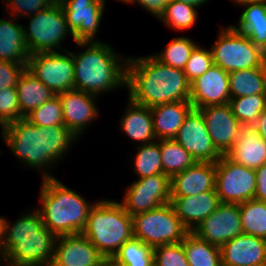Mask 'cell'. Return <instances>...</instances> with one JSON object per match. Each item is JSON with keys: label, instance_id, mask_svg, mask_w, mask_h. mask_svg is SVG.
I'll return each mask as SVG.
<instances>
[{"label": "cell", "instance_id": "obj_48", "mask_svg": "<svg viewBox=\"0 0 266 266\" xmlns=\"http://www.w3.org/2000/svg\"><path fill=\"white\" fill-rule=\"evenodd\" d=\"M5 222L6 218L0 216V257L3 258V245L5 235Z\"/></svg>", "mask_w": 266, "mask_h": 266}, {"label": "cell", "instance_id": "obj_2", "mask_svg": "<svg viewBox=\"0 0 266 266\" xmlns=\"http://www.w3.org/2000/svg\"><path fill=\"white\" fill-rule=\"evenodd\" d=\"M190 85L184 70L164 65L152 55L128 57L125 87L128 98L137 104L151 108L190 101Z\"/></svg>", "mask_w": 266, "mask_h": 266}, {"label": "cell", "instance_id": "obj_44", "mask_svg": "<svg viewBox=\"0 0 266 266\" xmlns=\"http://www.w3.org/2000/svg\"><path fill=\"white\" fill-rule=\"evenodd\" d=\"M174 1L175 0H132L131 4L135 2L143 7L146 12L159 18L163 14L166 5Z\"/></svg>", "mask_w": 266, "mask_h": 266}, {"label": "cell", "instance_id": "obj_15", "mask_svg": "<svg viewBox=\"0 0 266 266\" xmlns=\"http://www.w3.org/2000/svg\"><path fill=\"white\" fill-rule=\"evenodd\" d=\"M197 237L221 246L243 234L239 204L220 203L193 231Z\"/></svg>", "mask_w": 266, "mask_h": 266}, {"label": "cell", "instance_id": "obj_23", "mask_svg": "<svg viewBox=\"0 0 266 266\" xmlns=\"http://www.w3.org/2000/svg\"><path fill=\"white\" fill-rule=\"evenodd\" d=\"M236 164L258 169L266 164V141L253 124H241V134L225 155Z\"/></svg>", "mask_w": 266, "mask_h": 266}, {"label": "cell", "instance_id": "obj_18", "mask_svg": "<svg viewBox=\"0 0 266 266\" xmlns=\"http://www.w3.org/2000/svg\"><path fill=\"white\" fill-rule=\"evenodd\" d=\"M59 98L62 104L64 126L79 139L84 129L99 115L96 106L98 97L73 89L59 94Z\"/></svg>", "mask_w": 266, "mask_h": 266}, {"label": "cell", "instance_id": "obj_26", "mask_svg": "<svg viewBox=\"0 0 266 266\" xmlns=\"http://www.w3.org/2000/svg\"><path fill=\"white\" fill-rule=\"evenodd\" d=\"M127 100L129 105L120 119L122 131L142 145L156 141L151 108Z\"/></svg>", "mask_w": 266, "mask_h": 266}, {"label": "cell", "instance_id": "obj_31", "mask_svg": "<svg viewBox=\"0 0 266 266\" xmlns=\"http://www.w3.org/2000/svg\"><path fill=\"white\" fill-rule=\"evenodd\" d=\"M159 148L163 174L169 178L184 171L196 162L175 139L159 140Z\"/></svg>", "mask_w": 266, "mask_h": 266}, {"label": "cell", "instance_id": "obj_13", "mask_svg": "<svg viewBox=\"0 0 266 266\" xmlns=\"http://www.w3.org/2000/svg\"><path fill=\"white\" fill-rule=\"evenodd\" d=\"M64 10L68 29L76 42L95 40L102 21L104 2L102 0H58Z\"/></svg>", "mask_w": 266, "mask_h": 266}, {"label": "cell", "instance_id": "obj_12", "mask_svg": "<svg viewBox=\"0 0 266 266\" xmlns=\"http://www.w3.org/2000/svg\"><path fill=\"white\" fill-rule=\"evenodd\" d=\"M170 198V178L157 174L134 181L120 203L133 216L170 203Z\"/></svg>", "mask_w": 266, "mask_h": 266}, {"label": "cell", "instance_id": "obj_1", "mask_svg": "<svg viewBox=\"0 0 266 266\" xmlns=\"http://www.w3.org/2000/svg\"><path fill=\"white\" fill-rule=\"evenodd\" d=\"M1 135L7 147L21 163L40 171L47 167L42 173V179L53 178V175L47 172L48 168L52 169L56 161L63 160L70 146L77 140L64 125L36 126L25 118L5 125Z\"/></svg>", "mask_w": 266, "mask_h": 266}, {"label": "cell", "instance_id": "obj_5", "mask_svg": "<svg viewBox=\"0 0 266 266\" xmlns=\"http://www.w3.org/2000/svg\"><path fill=\"white\" fill-rule=\"evenodd\" d=\"M39 199L44 226L56 237L81 233L94 205L56 177L42 179Z\"/></svg>", "mask_w": 266, "mask_h": 266}, {"label": "cell", "instance_id": "obj_34", "mask_svg": "<svg viewBox=\"0 0 266 266\" xmlns=\"http://www.w3.org/2000/svg\"><path fill=\"white\" fill-rule=\"evenodd\" d=\"M125 266H154V248L133 237L114 255Z\"/></svg>", "mask_w": 266, "mask_h": 266}, {"label": "cell", "instance_id": "obj_46", "mask_svg": "<svg viewBox=\"0 0 266 266\" xmlns=\"http://www.w3.org/2000/svg\"><path fill=\"white\" fill-rule=\"evenodd\" d=\"M253 125L261 138L266 141V109L259 115Z\"/></svg>", "mask_w": 266, "mask_h": 266}, {"label": "cell", "instance_id": "obj_19", "mask_svg": "<svg viewBox=\"0 0 266 266\" xmlns=\"http://www.w3.org/2000/svg\"><path fill=\"white\" fill-rule=\"evenodd\" d=\"M103 256L82 234L56 237L52 262L58 266H98Z\"/></svg>", "mask_w": 266, "mask_h": 266}, {"label": "cell", "instance_id": "obj_3", "mask_svg": "<svg viewBox=\"0 0 266 266\" xmlns=\"http://www.w3.org/2000/svg\"><path fill=\"white\" fill-rule=\"evenodd\" d=\"M76 45L87 49L71 52L75 90L98 96L126 85L128 57L118 55L110 44L100 41L76 42Z\"/></svg>", "mask_w": 266, "mask_h": 266}, {"label": "cell", "instance_id": "obj_35", "mask_svg": "<svg viewBox=\"0 0 266 266\" xmlns=\"http://www.w3.org/2000/svg\"><path fill=\"white\" fill-rule=\"evenodd\" d=\"M197 45L189 37H175L160 53L152 56L164 65L184 70L191 51Z\"/></svg>", "mask_w": 266, "mask_h": 266}, {"label": "cell", "instance_id": "obj_37", "mask_svg": "<svg viewBox=\"0 0 266 266\" xmlns=\"http://www.w3.org/2000/svg\"><path fill=\"white\" fill-rule=\"evenodd\" d=\"M228 104L240 124H253L266 109V94L231 98Z\"/></svg>", "mask_w": 266, "mask_h": 266}, {"label": "cell", "instance_id": "obj_14", "mask_svg": "<svg viewBox=\"0 0 266 266\" xmlns=\"http://www.w3.org/2000/svg\"><path fill=\"white\" fill-rule=\"evenodd\" d=\"M174 139L196 162L216 163L222 157L213 145L205 119L198 109L189 112Z\"/></svg>", "mask_w": 266, "mask_h": 266}, {"label": "cell", "instance_id": "obj_24", "mask_svg": "<svg viewBox=\"0 0 266 266\" xmlns=\"http://www.w3.org/2000/svg\"><path fill=\"white\" fill-rule=\"evenodd\" d=\"M192 109L190 101L168 102L151 107L156 140L174 139Z\"/></svg>", "mask_w": 266, "mask_h": 266}, {"label": "cell", "instance_id": "obj_53", "mask_svg": "<svg viewBox=\"0 0 266 266\" xmlns=\"http://www.w3.org/2000/svg\"><path fill=\"white\" fill-rule=\"evenodd\" d=\"M43 266H58V265L54 264V263L51 261L50 263H48V264H46V265H43Z\"/></svg>", "mask_w": 266, "mask_h": 266}, {"label": "cell", "instance_id": "obj_39", "mask_svg": "<svg viewBox=\"0 0 266 266\" xmlns=\"http://www.w3.org/2000/svg\"><path fill=\"white\" fill-rule=\"evenodd\" d=\"M213 57L211 49L202 48L196 45L191 51L190 57L184 68V73L191 83L199 76L203 75L213 66Z\"/></svg>", "mask_w": 266, "mask_h": 266}, {"label": "cell", "instance_id": "obj_41", "mask_svg": "<svg viewBox=\"0 0 266 266\" xmlns=\"http://www.w3.org/2000/svg\"><path fill=\"white\" fill-rule=\"evenodd\" d=\"M25 118L20 110L16 87H6L0 91V122L5 126Z\"/></svg>", "mask_w": 266, "mask_h": 266}, {"label": "cell", "instance_id": "obj_9", "mask_svg": "<svg viewBox=\"0 0 266 266\" xmlns=\"http://www.w3.org/2000/svg\"><path fill=\"white\" fill-rule=\"evenodd\" d=\"M30 17L28 29L24 27L25 41L30 54L67 50L62 49L60 44L66 36L71 35L73 38V33L67 27L64 10L59 1Z\"/></svg>", "mask_w": 266, "mask_h": 266}, {"label": "cell", "instance_id": "obj_11", "mask_svg": "<svg viewBox=\"0 0 266 266\" xmlns=\"http://www.w3.org/2000/svg\"><path fill=\"white\" fill-rule=\"evenodd\" d=\"M215 190L221 203L239 204L254 199L256 170L236 164L225 155L215 163Z\"/></svg>", "mask_w": 266, "mask_h": 266}, {"label": "cell", "instance_id": "obj_17", "mask_svg": "<svg viewBox=\"0 0 266 266\" xmlns=\"http://www.w3.org/2000/svg\"><path fill=\"white\" fill-rule=\"evenodd\" d=\"M190 84V102L194 109L228 104L231 99L229 73L217 65H213Z\"/></svg>", "mask_w": 266, "mask_h": 266}, {"label": "cell", "instance_id": "obj_43", "mask_svg": "<svg viewBox=\"0 0 266 266\" xmlns=\"http://www.w3.org/2000/svg\"><path fill=\"white\" fill-rule=\"evenodd\" d=\"M27 64L0 61V91L6 87H16L17 81Z\"/></svg>", "mask_w": 266, "mask_h": 266}, {"label": "cell", "instance_id": "obj_33", "mask_svg": "<svg viewBox=\"0 0 266 266\" xmlns=\"http://www.w3.org/2000/svg\"><path fill=\"white\" fill-rule=\"evenodd\" d=\"M137 148L133 170L138 178L163 174L159 140L148 144H140Z\"/></svg>", "mask_w": 266, "mask_h": 266}, {"label": "cell", "instance_id": "obj_10", "mask_svg": "<svg viewBox=\"0 0 266 266\" xmlns=\"http://www.w3.org/2000/svg\"><path fill=\"white\" fill-rule=\"evenodd\" d=\"M30 54L26 69L55 95L74 89V62L68 50ZM65 53V54H64Z\"/></svg>", "mask_w": 266, "mask_h": 266}, {"label": "cell", "instance_id": "obj_47", "mask_svg": "<svg viewBox=\"0 0 266 266\" xmlns=\"http://www.w3.org/2000/svg\"><path fill=\"white\" fill-rule=\"evenodd\" d=\"M98 266H125L122 262L118 261L114 256L102 257Z\"/></svg>", "mask_w": 266, "mask_h": 266}, {"label": "cell", "instance_id": "obj_30", "mask_svg": "<svg viewBox=\"0 0 266 266\" xmlns=\"http://www.w3.org/2000/svg\"><path fill=\"white\" fill-rule=\"evenodd\" d=\"M189 266H222L220 247L189 232L181 241Z\"/></svg>", "mask_w": 266, "mask_h": 266}, {"label": "cell", "instance_id": "obj_7", "mask_svg": "<svg viewBox=\"0 0 266 266\" xmlns=\"http://www.w3.org/2000/svg\"><path fill=\"white\" fill-rule=\"evenodd\" d=\"M211 52L213 64L221 67L228 73L238 70L261 67L263 51L232 25L220 30Z\"/></svg>", "mask_w": 266, "mask_h": 266}, {"label": "cell", "instance_id": "obj_22", "mask_svg": "<svg viewBox=\"0 0 266 266\" xmlns=\"http://www.w3.org/2000/svg\"><path fill=\"white\" fill-rule=\"evenodd\" d=\"M220 203L215 189L193 196L170 198L175 214L190 232L212 214Z\"/></svg>", "mask_w": 266, "mask_h": 266}, {"label": "cell", "instance_id": "obj_54", "mask_svg": "<svg viewBox=\"0 0 266 266\" xmlns=\"http://www.w3.org/2000/svg\"><path fill=\"white\" fill-rule=\"evenodd\" d=\"M0 127H1V130H3L4 125L1 122H0Z\"/></svg>", "mask_w": 266, "mask_h": 266}, {"label": "cell", "instance_id": "obj_52", "mask_svg": "<svg viewBox=\"0 0 266 266\" xmlns=\"http://www.w3.org/2000/svg\"><path fill=\"white\" fill-rule=\"evenodd\" d=\"M102 1L104 2V5H105V1H104V0H102ZM118 1H119V0H118ZM131 1H132V0H120V2H123V3H125V2H126V4H127V3H129V4H130V3H131Z\"/></svg>", "mask_w": 266, "mask_h": 266}, {"label": "cell", "instance_id": "obj_36", "mask_svg": "<svg viewBox=\"0 0 266 266\" xmlns=\"http://www.w3.org/2000/svg\"><path fill=\"white\" fill-rule=\"evenodd\" d=\"M197 17L196 7L175 0L166 5L159 19L162 20L166 27L185 31L195 25Z\"/></svg>", "mask_w": 266, "mask_h": 266}, {"label": "cell", "instance_id": "obj_50", "mask_svg": "<svg viewBox=\"0 0 266 266\" xmlns=\"http://www.w3.org/2000/svg\"><path fill=\"white\" fill-rule=\"evenodd\" d=\"M235 1L234 3H236L237 5H246V4H250V3H255V2H266V0H233Z\"/></svg>", "mask_w": 266, "mask_h": 266}, {"label": "cell", "instance_id": "obj_32", "mask_svg": "<svg viewBox=\"0 0 266 266\" xmlns=\"http://www.w3.org/2000/svg\"><path fill=\"white\" fill-rule=\"evenodd\" d=\"M239 209L243 233L266 240V202L248 200Z\"/></svg>", "mask_w": 266, "mask_h": 266}, {"label": "cell", "instance_id": "obj_49", "mask_svg": "<svg viewBox=\"0 0 266 266\" xmlns=\"http://www.w3.org/2000/svg\"><path fill=\"white\" fill-rule=\"evenodd\" d=\"M176 1H180V2H183V3H186V4H190L194 7H198V6H202V4H205L207 3L208 1L210 0H176Z\"/></svg>", "mask_w": 266, "mask_h": 266}, {"label": "cell", "instance_id": "obj_38", "mask_svg": "<svg viewBox=\"0 0 266 266\" xmlns=\"http://www.w3.org/2000/svg\"><path fill=\"white\" fill-rule=\"evenodd\" d=\"M31 124L36 126L51 127L54 125H64L62 104L59 95H55L50 100L32 110L25 116Z\"/></svg>", "mask_w": 266, "mask_h": 266}, {"label": "cell", "instance_id": "obj_16", "mask_svg": "<svg viewBox=\"0 0 266 266\" xmlns=\"http://www.w3.org/2000/svg\"><path fill=\"white\" fill-rule=\"evenodd\" d=\"M198 110L205 119L213 145L221 155H226L241 134V124L229 104L209 105Z\"/></svg>", "mask_w": 266, "mask_h": 266}, {"label": "cell", "instance_id": "obj_8", "mask_svg": "<svg viewBox=\"0 0 266 266\" xmlns=\"http://www.w3.org/2000/svg\"><path fill=\"white\" fill-rule=\"evenodd\" d=\"M133 235L153 248L181 242L190 232L170 203L132 216Z\"/></svg>", "mask_w": 266, "mask_h": 266}, {"label": "cell", "instance_id": "obj_27", "mask_svg": "<svg viewBox=\"0 0 266 266\" xmlns=\"http://www.w3.org/2000/svg\"><path fill=\"white\" fill-rule=\"evenodd\" d=\"M18 104L25 117L32 110L50 100L55 94L27 69L16 84Z\"/></svg>", "mask_w": 266, "mask_h": 266}, {"label": "cell", "instance_id": "obj_25", "mask_svg": "<svg viewBox=\"0 0 266 266\" xmlns=\"http://www.w3.org/2000/svg\"><path fill=\"white\" fill-rule=\"evenodd\" d=\"M8 18L11 19H0V61L27 64L30 52L25 41L24 26L16 24L14 16Z\"/></svg>", "mask_w": 266, "mask_h": 266}, {"label": "cell", "instance_id": "obj_6", "mask_svg": "<svg viewBox=\"0 0 266 266\" xmlns=\"http://www.w3.org/2000/svg\"><path fill=\"white\" fill-rule=\"evenodd\" d=\"M103 257L114 256L119 248L134 237L132 216L115 200L94 202L81 232Z\"/></svg>", "mask_w": 266, "mask_h": 266}, {"label": "cell", "instance_id": "obj_51", "mask_svg": "<svg viewBox=\"0 0 266 266\" xmlns=\"http://www.w3.org/2000/svg\"><path fill=\"white\" fill-rule=\"evenodd\" d=\"M263 62L266 65V48L263 50Z\"/></svg>", "mask_w": 266, "mask_h": 266}, {"label": "cell", "instance_id": "obj_20", "mask_svg": "<svg viewBox=\"0 0 266 266\" xmlns=\"http://www.w3.org/2000/svg\"><path fill=\"white\" fill-rule=\"evenodd\" d=\"M222 266H265L266 240L241 234L220 246Z\"/></svg>", "mask_w": 266, "mask_h": 266}, {"label": "cell", "instance_id": "obj_42", "mask_svg": "<svg viewBox=\"0 0 266 266\" xmlns=\"http://www.w3.org/2000/svg\"><path fill=\"white\" fill-rule=\"evenodd\" d=\"M8 1V2H7ZM9 7L12 10L9 12L11 16L21 19L20 17H29L35 13L42 11L54 5L58 0H7ZM22 15V16H21Z\"/></svg>", "mask_w": 266, "mask_h": 266}, {"label": "cell", "instance_id": "obj_40", "mask_svg": "<svg viewBox=\"0 0 266 266\" xmlns=\"http://www.w3.org/2000/svg\"><path fill=\"white\" fill-rule=\"evenodd\" d=\"M154 266H189L182 242L155 247Z\"/></svg>", "mask_w": 266, "mask_h": 266}, {"label": "cell", "instance_id": "obj_28", "mask_svg": "<svg viewBox=\"0 0 266 266\" xmlns=\"http://www.w3.org/2000/svg\"><path fill=\"white\" fill-rule=\"evenodd\" d=\"M236 30L244 33L252 43L262 51L266 48V2H255L243 5Z\"/></svg>", "mask_w": 266, "mask_h": 266}, {"label": "cell", "instance_id": "obj_45", "mask_svg": "<svg viewBox=\"0 0 266 266\" xmlns=\"http://www.w3.org/2000/svg\"><path fill=\"white\" fill-rule=\"evenodd\" d=\"M255 200L266 202V164L256 169Z\"/></svg>", "mask_w": 266, "mask_h": 266}, {"label": "cell", "instance_id": "obj_4", "mask_svg": "<svg viewBox=\"0 0 266 266\" xmlns=\"http://www.w3.org/2000/svg\"><path fill=\"white\" fill-rule=\"evenodd\" d=\"M5 222L3 258L6 266H43L53 260L56 236L42 221L40 212L29 211L13 224Z\"/></svg>", "mask_w": 266, "mask_h": 266}, {"label": "cell", "instance_id": "obj_29", "mask_svg": "<svg viewBox=\"0 0 266 266\" xmlns=\"http://www.w3.org/2000/svg\"><path fill=\"white\" fill-rule=\"evenodd\" d=\"M230 98L266 94V65L229 73Z\"/></svg>", "mask_w": 266, "mask_h": 266}, {"label": "cell", "instance_id": "obj_21", "mask_svg": "<svg viewBox=\"0 0 266 266\" xmlns=\"http://www.w3.org/2000/svg\"><path fill=\"white\" fill-rule=\"evenodd\" d=\"M215 163L195 162L170 178V197H187L215 189Z\"/></svg>", "mask_w": 266, "mask_h": 266}]
</instances>
